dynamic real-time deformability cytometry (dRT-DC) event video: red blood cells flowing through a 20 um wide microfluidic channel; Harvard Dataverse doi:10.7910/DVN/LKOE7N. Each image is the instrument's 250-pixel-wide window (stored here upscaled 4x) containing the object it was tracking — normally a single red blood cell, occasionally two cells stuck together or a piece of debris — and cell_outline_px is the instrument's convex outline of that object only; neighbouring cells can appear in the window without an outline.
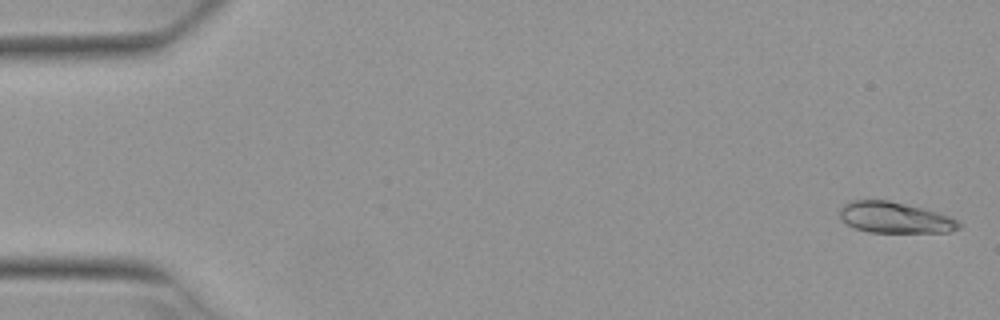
{"species": "Egyptian fruit bat (a non-hibernating species)", "species_latin": "Rousettus aegyptiacus", "temperature_condition": "warm", "stored_images_in_passage": 6, "camera_frame_rate_fps": 3000, "um_per_image_px": 0.085, "animal": {"sex": "female"}, "frame": {"image": 1, "passage_image": 1, "time_ms": 0.0, "image_size_px": [1000, 320], "cell_outline_px": [[960, 228], [948, 232], [868, 232], [856, 228], [840, 220], [840, 208], [848, 200], [888, 200], [936, 212], [948, 216], [956, 220], [960, 224]], "centroid_in_image_um": [76.0, 18.49], "position_along_channel_um": 9.0, "area_um2": 21.27}}
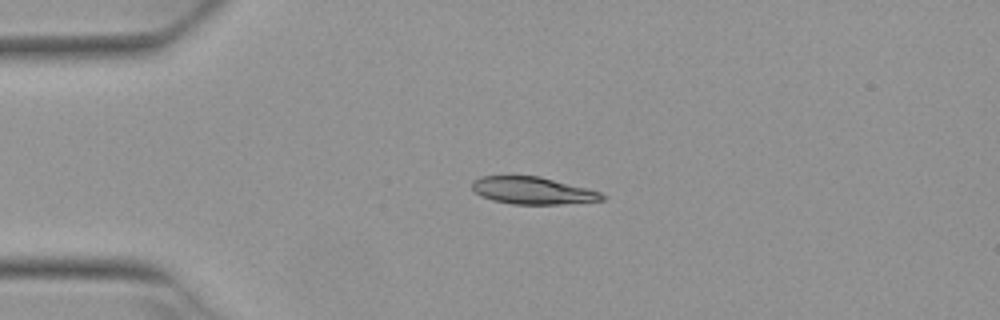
{"frame": {"image": 2, "passage_image": 4, "time_ms": 1.0, "image_size_px": [1000, 320], "cell_outline_px": [[608, 196], [604, 200], [560, 204], [512, 204], [492, 200], [476, 192], [472, 188], [472, 180], [480, 176], [540, 176], [588, 188], [600, 192]], "centroid_in_image_um": [45.31, 16.19], "position_along_channel_um": 39.7, "area_um2": 20.63}}
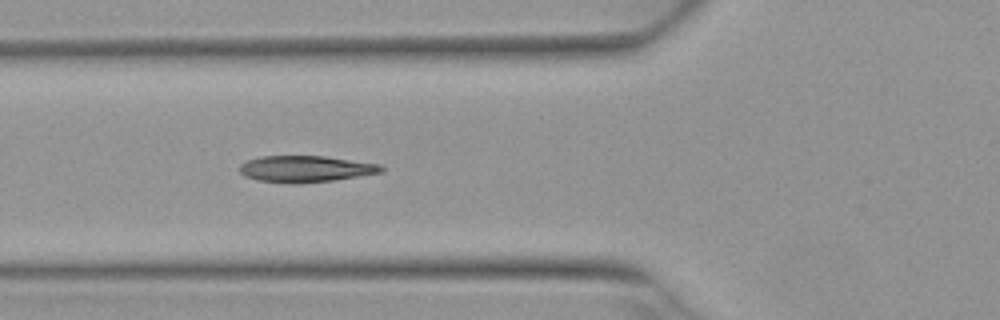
{"frame": {"image": 3, "passage_image": 6, "time_ms": 1.667, "image_size_px": [1000, 320], "cell_outline_px": [[384, 168], [380, 172], [332, 180], [296, 184], [292, 184], [260, 180], [244, 176], [240, 172], [240, 164], [248, 160], [260, 156], [324, 156], [380, 164]], "centroid_in_image_um": [25.93, 14.35], "position_along_channel_um": 99.9, "area_um2": 21.56}}